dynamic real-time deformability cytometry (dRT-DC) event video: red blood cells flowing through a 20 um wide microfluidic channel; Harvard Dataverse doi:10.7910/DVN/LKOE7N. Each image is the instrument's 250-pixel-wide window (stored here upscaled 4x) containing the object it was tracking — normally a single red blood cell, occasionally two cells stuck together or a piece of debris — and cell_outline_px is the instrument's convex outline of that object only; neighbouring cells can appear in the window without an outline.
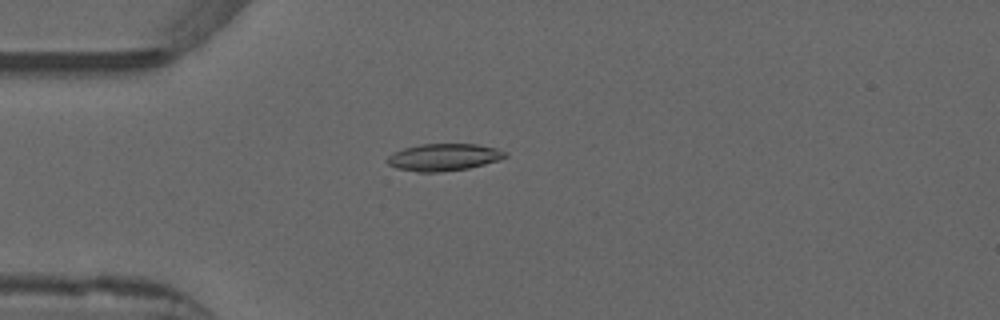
{"species": "common noctule bat (a hibernating species)", "species_latin": "Nyctalus noctula", "temperature_condition": "warm", "stored_images_in_passage": 52, "camera_frame_rate_fps": 3000, "um_per_image_px": 0.085, "animal": {"sex": "male", "forearm_length_mm": 52.5}, "frame": {"image": 1, "passage_image": 14, "time_ms": 4.333, "image_size_px": [1000, 320], "cell_outline_px": [[508, 156], [484, 164], [468, 168], [440, 172], [416, 172], [396, 168], [388, 164], [384, 160], [388, 156], [404, 148], [420, 144], [476, 144], [496, 148], [508, 152]], "centroid_in_image_um": [37.7, 13.36], "position_along_channel_um": 47.3, "area_um2": 18.61}}
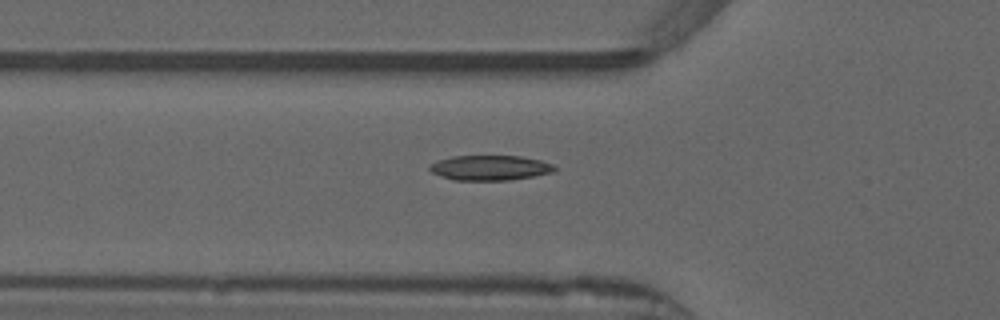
{"frame": {"image": 2, "passage_image": 18, "time_ms": 5.667, "image_size_px": [1000, 320], "cell_outline_px": [[556, 168], [552, 172], [532, 176], [508, 180], [452, 180], [432, 172], [428, 168], [432, 164], [440, 160], [452, 156], [520, 156], [540, 160], [552, 164]], "centroid_in_image_um": [41.64, 14.26], "position_along_channel_um": 84.2, "area_um2": 17.92}}
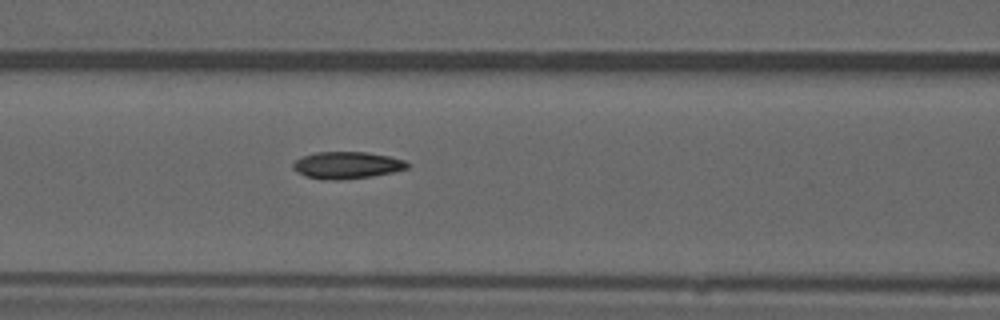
{"frame": {"image": 3, "passage_image": 22, "time_ms": 7.0, "image_size_px": [1000, 320], "cell_outline_px": [[412, 164], [408, 168], [392, 172], [372, 176], [340, 180], [320, 180], [296, 172], [292, 168], [292, 164], [296, 160], [304, 156], [316, 152], [364, 152], [388, 156], [404, 160]], "centroid_in_image_um": [29.49, 14.05], "position_along_channel_um": 137.1, "area_um2": 17.98}, "authors_computed_cell_mechanics": {"area_um2": 17.8891, "velocity_mm_per_s": 3.9123, "shape_relaxation_time_tau1_ms": null, "shape_relaxation_time_tau2_ms": 2.4809, "deformation_change_tau1": null, "deformation_change_tau2": 0.07}}